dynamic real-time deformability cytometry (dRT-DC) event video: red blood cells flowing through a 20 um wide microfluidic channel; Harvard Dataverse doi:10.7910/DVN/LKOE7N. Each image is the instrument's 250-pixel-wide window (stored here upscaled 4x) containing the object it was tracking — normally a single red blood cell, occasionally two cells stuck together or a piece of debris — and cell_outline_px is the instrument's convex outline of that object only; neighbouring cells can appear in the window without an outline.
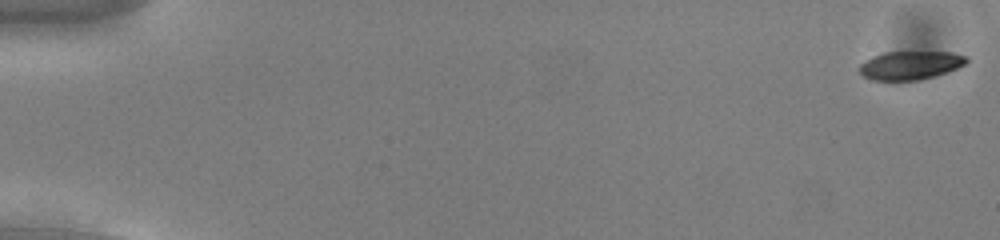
{"species": "common noctule bat (a hibernating species)", "species_latin": "Nyctalus noctula", "temperature_condition": "cold", "stored_images_in_passage": 50, "camera_frame_rate_fps": 3000, "um_per_image_px": 0.085, "animal": {"sex": "male", "body_mass_g": 13.0, "forearm_length_mm": 53.1}, "frame": {"image": 1, "passage_image": 1, "time_ms": 0.0, "image_size_px": [1000, 240], "cell_outline_px": [[968, 60], [964, 64], [948, 72], [936, 76], [920, 80], [868, 80], [860, 72], [860, 64], [872, 56], [884, 52], [952, 52], [968, 56]], "centroid_in_image_um": [77.38, 5.55], "position_along_channel_um": 7.6, "area_um2": 17.86}}
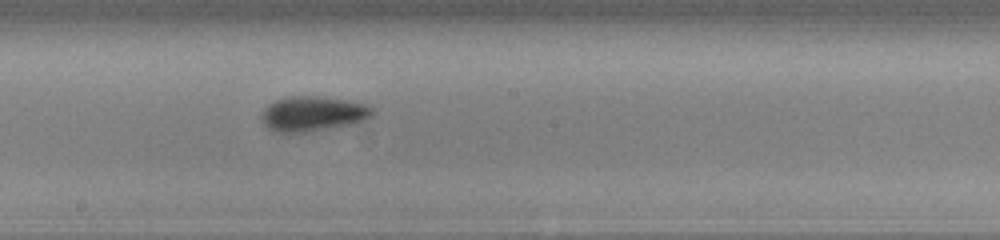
{"frame": {"image": 2, "passage_image": 31, "time_ms": 10.0, "image_size_px": [1000, 240], "cell_outline_px": [[376, 112], [372, 116], [352, 124], [304, 132], [272, 132], [264, 124], [260, 116], [264, 108], [268, 104], [276, 100], [288, 96], [320, 96], [348, 100], [364, 104], [376, 108]], "centroid_in_image_um": [26.59, 9.65], "position_along_channel_um": 221.6, "area_um2": 22.72}}
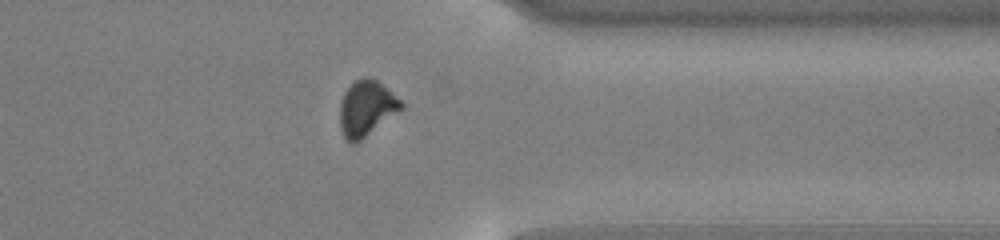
{"frame": {"image": 3, "passage_image": 44, "time_ms": 14.333, "image_size_px": [1000, 240], "cell_outline_px": [[404, 108], [356, 144], [352, 144], [344, 140], [340, 128], [340, 104], [344, 92], [360, 76], [368, 76], [376, 80], [400, 100], [404, 104]], "centroid_in_image_um": [31.12, 9.24], "position_along_channel_um": 380.3, "area_um2": 19.94}}